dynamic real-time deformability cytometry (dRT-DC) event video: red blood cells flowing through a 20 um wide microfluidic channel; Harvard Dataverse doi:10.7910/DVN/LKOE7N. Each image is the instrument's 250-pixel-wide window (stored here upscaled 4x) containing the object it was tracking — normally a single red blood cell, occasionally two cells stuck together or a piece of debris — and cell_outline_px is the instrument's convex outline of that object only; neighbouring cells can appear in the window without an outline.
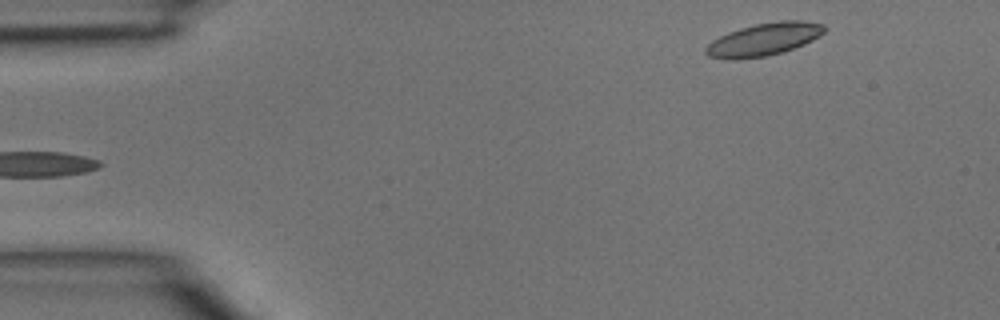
{"species": "common noctule bat (a hibernating species)", "species_latin": "Nyctalus noctula", "temperature_condition": "room temperature", "stored_images_in_passage": 4, "camera_frame_rate_fps": 3000, "um_per_image_px": 0.085, "animal": {"sex": "male", "body_mass_g": 15.6}, "frame": {"image": 1, "passage_image": 4, "time_ms": 1.0, "image_size_px": [1000, 320], "cell_outline_px": [[828, 28], [820, 36], [804, 44], [780, 52], [764, 56], [732, 60], [708, 56], [704, 52], [704, 48], [712, 40], [728, 32], [740, 28], [756, 24], [776, 20], [804, 20], [824, 24]], "centroid_in_image_um": [64.94, 3.33], "position_along_channel_um": 20.1, "area_um2": 22.6}}